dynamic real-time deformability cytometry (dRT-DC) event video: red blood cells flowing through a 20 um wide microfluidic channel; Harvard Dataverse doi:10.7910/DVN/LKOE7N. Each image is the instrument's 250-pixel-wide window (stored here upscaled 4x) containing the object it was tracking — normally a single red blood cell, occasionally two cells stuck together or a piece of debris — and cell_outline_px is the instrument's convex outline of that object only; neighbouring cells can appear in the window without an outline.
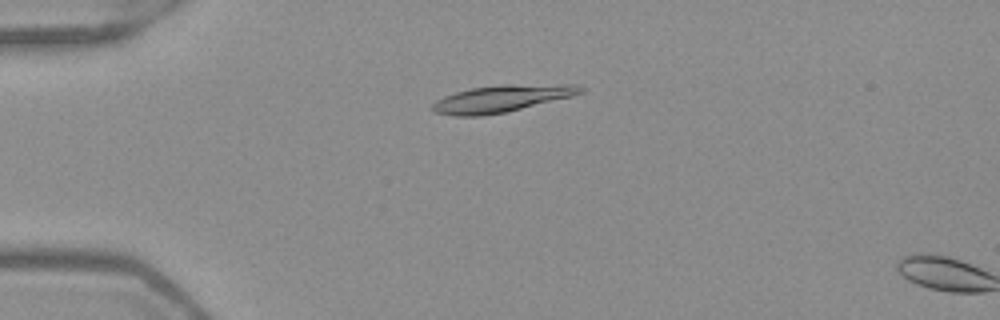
{"species": "Egyptian fruit bat (a non-hibernating species)", "species_latin": "Rousettus aegyptiacus", "temperature_condition": "warm", "stored_images_in_passage": 15, "camera_frame_rate_fps": 3000, "um_per_image_px": 0.085, "frame": {"image": 1, "passage_image": 13, "time_ms": 4.0, "image_size_px": [1000, 320], "cell_outline_px": [[588, 88], [584, 92], [572, 96], [504, 112], [480, 116], [456, 116], [436, 112], [432, 108], [432, 104], [436, 100], [444, 96], [456, 92], [472, 88], [500, 84], [576, 84]], "centroid_in_image_um": [42.69, 8.36], "position_along_channel_um": 42.3, "area_um2": 23.24}}